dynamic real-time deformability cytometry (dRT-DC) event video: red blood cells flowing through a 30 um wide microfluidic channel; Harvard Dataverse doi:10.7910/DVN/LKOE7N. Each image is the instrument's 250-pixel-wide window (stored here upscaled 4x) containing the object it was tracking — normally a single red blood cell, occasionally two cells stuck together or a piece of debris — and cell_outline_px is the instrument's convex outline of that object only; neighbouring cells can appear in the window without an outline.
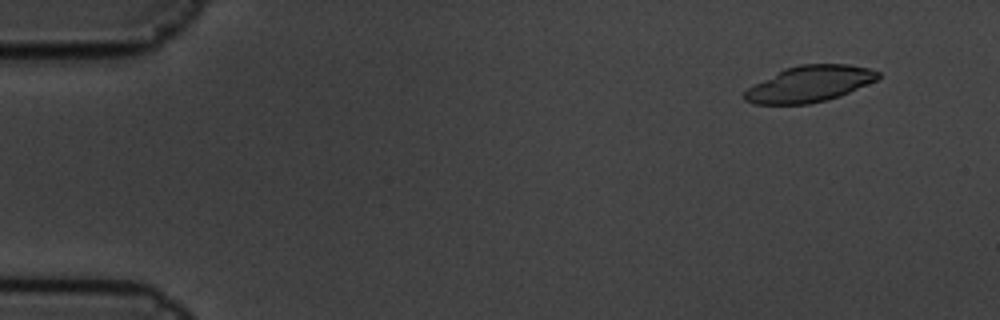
{"species": "common noctule bat (a hibernating species)", "species_latin": "Nyctalus noctula", "temperature_condition": "cold", "stored_images_in_passage": 6, "camera_frame_rate_fps": 3000, "um_per_image_px": 0.085, "animal": {"sex": "male", "body_mass_g": 19.5, "forearm_length_mm": 54.6}, "frame": {"image": 1, "passage_image": 2, "time_ms": 0.333, "image_size_px": [1000, 320], "cell_outline_px": [[880, 76], [876, 80], [840, 96], [828, 100], [808, 104], [752, 104], [744, 100], [744, 92], [748, 88], [784, 68], [800, 64], [848, 64], [868, 68], [880, 72]], "centroid_in_image_um": [68.81, 7.13], "position_along_channel_um": 16.2, "area_um2": 28.03}}
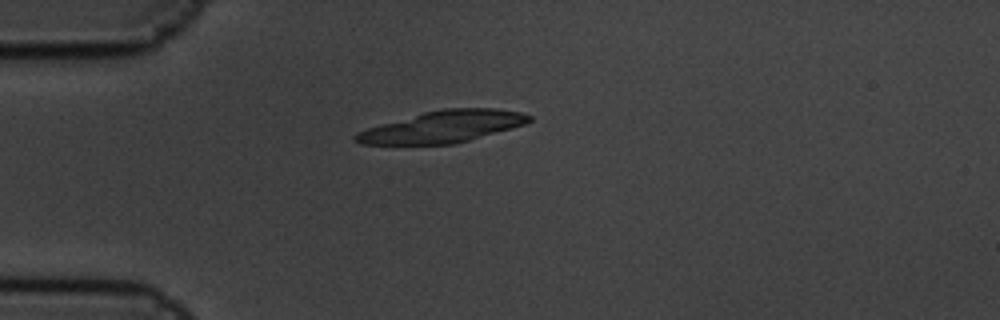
{"frame": {"image": 2, "passage_image": 5, "time_ms": 1.333, "image_size_px": [1000, 320], "cell_outline_px": [[532, 120], [524, 124], [512, 128], [456, 144], [360, 144], [352, 140], [352, 136], [356, 132], [380, 124], [424, 112], [444, 108], [496, 108], [520, 112], [532, 116]], "centroid_in_image_um": [37.62, 10.77], "position_along_channel_um": 47.4, "area_um2": 32.08}}